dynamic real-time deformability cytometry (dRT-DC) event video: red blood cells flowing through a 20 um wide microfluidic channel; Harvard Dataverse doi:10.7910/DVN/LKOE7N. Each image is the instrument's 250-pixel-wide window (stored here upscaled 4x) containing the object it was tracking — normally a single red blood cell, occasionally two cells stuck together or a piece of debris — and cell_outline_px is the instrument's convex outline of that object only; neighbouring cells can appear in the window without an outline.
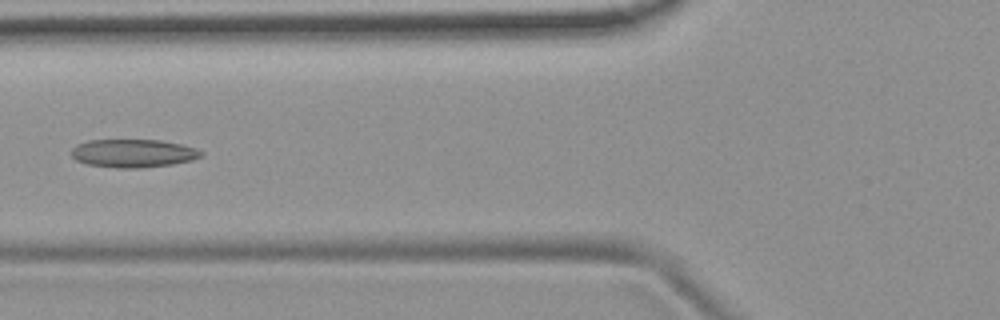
{"species": "common noctule bat (a hibernating species)", "species_latin": "Nyctalus noctula", "temperature_condition": "room temperature", "stored_images_in_passage": 8, "camera_frame_rate_fps": 3000, "um_per_image_px": 0.085, "animal": {"sex": "female", "body_mass_g": 19.9}, "frame": {"image": 1, "passage_image": 6, "time_ms": 6.0, "image_size_px": [1000, 320], "cell_outline_px": [[204, 156], [192, 160], [172, 164], [144, 168], [116, 168], [88, 164], [76, 160], [72, 156], [72, 148], [76, 144], [88, 140], [160, 140], [180, 144], [196, 148], [204, 152]], "centroid_in_image_um": [11.34, 13.03], "position_along_channel_um": 114.5, "area_um2": 21.44}}
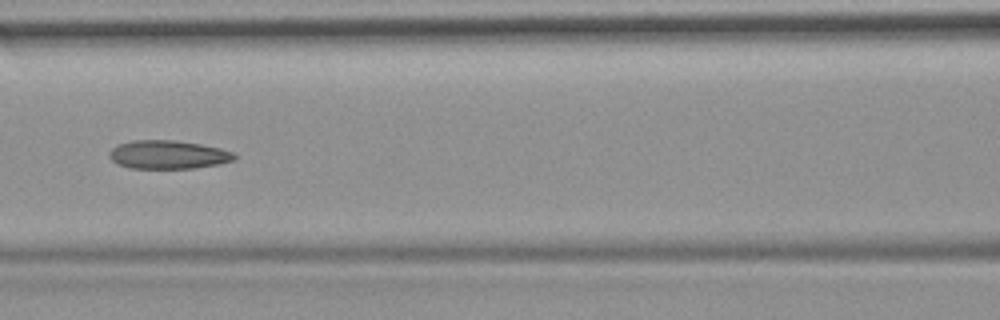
{"frame": {"image": 2, "passage_image": 7, "time_ms": 7.0, "image_size_px": [1000, 320], "cell_outline_px": [[236, 160], [220, 164], [196, 168], [128, 168], [116, 164], [108, 156], [108, 152], [116, 144], [132, 140], [176, 140], [200, 144], [220, 148], [236, 152]], "centroid_in_image_um": [14.29, 13.14], "position_along_channel_um": 152.3, "area_um2": 21.15}}
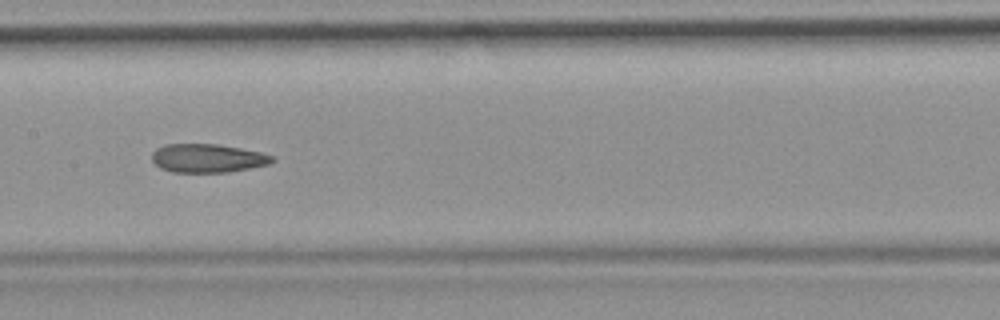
{"frame": {"image": 3, "passage_image": 8, "time_ms": 8.0, "image_size_px": [1000, 320], "cell_outline_px": [[276, 160], [268, 164], [228, 172], [172, 172], [160, 168], [152, 160], [152, 152], [156, 148], [164, 144], [216, 144], [240, 148], [260, 152], [272, 156]], "centroid_in_image_um": [17.61, 13.44], "position_along_channel_um": 189.8, "area_um2": 19.94}}